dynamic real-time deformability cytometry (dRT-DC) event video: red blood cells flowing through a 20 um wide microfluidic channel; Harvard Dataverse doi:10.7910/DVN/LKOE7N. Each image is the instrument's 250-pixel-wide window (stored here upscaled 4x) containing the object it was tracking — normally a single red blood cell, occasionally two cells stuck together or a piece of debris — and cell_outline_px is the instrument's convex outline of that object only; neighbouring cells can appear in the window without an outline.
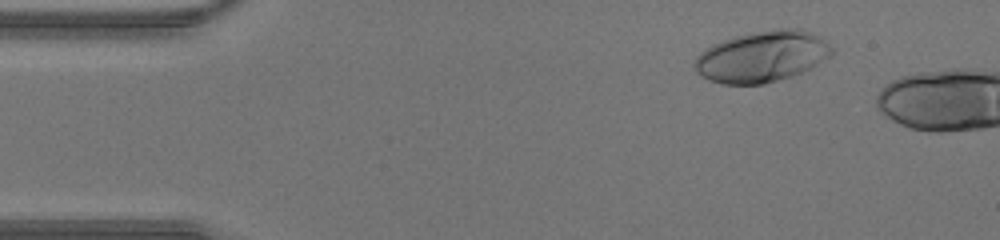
{"species": "human", "species_latin": "Homo sapiens", "temperature_condition": "warm", "stored_images_in_passage": 8, "camera_frame_rate_fps": 3000, "um_per_image_px": 0.085, "donor": {"sex": "male"}, "frame": {"image": 1, "passage_image": 5, "time_ms": 1.333, "image_size_px": [1000, 240], "cell_outline_px": [[832, 56], [792, 76], [764, 84], [720, 84], [708, 80], [696, 72], [692, 64], [696, 56], [700, 52], [712, 44], [748, 32], [784, 28], [800, 28], [816, 36], [828, 44], [832, 48]], "centroid_in_image_um": [64.7, 4.81], "position_along_channel_um": 20.3, "area_um2": 40.75}}